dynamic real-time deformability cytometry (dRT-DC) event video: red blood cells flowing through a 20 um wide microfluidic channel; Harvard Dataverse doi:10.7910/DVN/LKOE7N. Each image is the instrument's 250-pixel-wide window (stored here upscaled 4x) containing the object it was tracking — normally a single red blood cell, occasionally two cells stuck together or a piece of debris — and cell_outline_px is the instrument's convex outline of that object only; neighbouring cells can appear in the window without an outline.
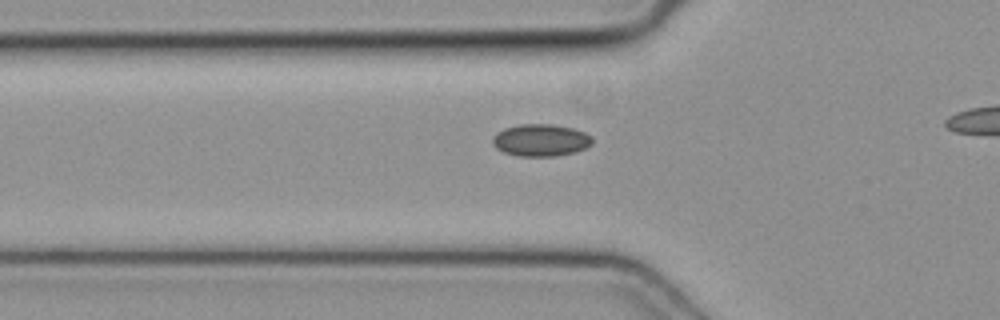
{"species": "common noctule bat (a hibernating species)", "species_latin": "Nyctalus noctula", "temperature_condition": "cold", "stored_images_in_passage": 25, "camera_frame_rate_fps": 3000, "um_per_image_px": 0.085, "animal": {"sex": "female", "body_mass_g": 19.3, "forearm_length_mm": 54.1}, "frame": {"image": 1, "passage_image": 2, "time_ms": 0.333, "image_size_px": [1000, 320], "cell_outline_px": [[592, 144], [584, 148], [572, 152], [556, 156], [520, 156], [504, 152], [496, 148], [492, 144], [492, 136], [496, 132], [504, 128], [520, 124], [552, 124], [572, 128], [584, 132], [592, 136]], "centroid_in_image_um": [45.93, 11.9], "position_along_channel_um": 79.9, "area_um2": 18.67}}
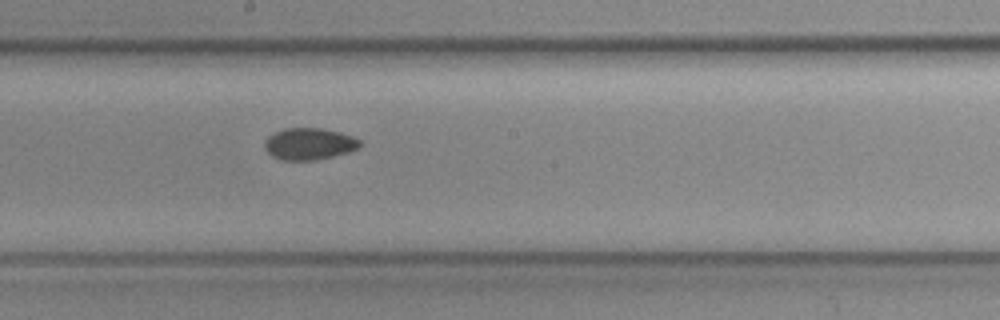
{"frame": {"image": 2, "passage_image": 12, "time_ms": 3.667, "image_size_px": [1000, 320], "cell_outline_px": [[360, 144], [356, 148], [348, 152], [316, 160], [284, 160], [272, 156], [264, 148], [264, 140], [268, 136], [284, 128], [324, 128], [340, 132], [352, 136], [360, 140]], "centroid_in_image_um": [26.25, 12.22], "position_along_channel_um": 222.0, "area_um2": 17.57}}
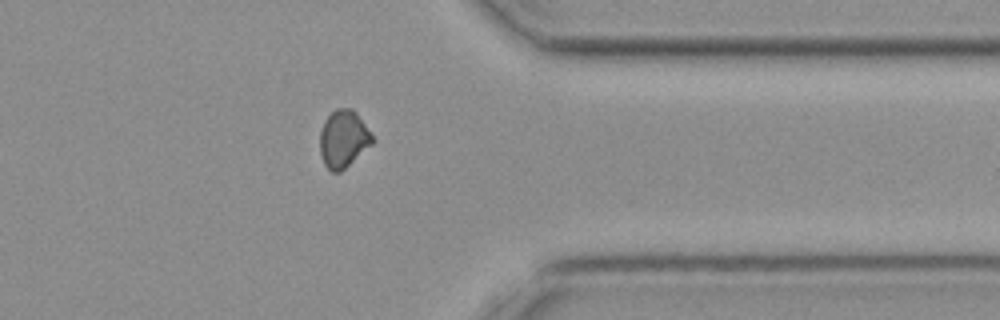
{"frame": {"image": 3, "passage_image": 24, "time_ms": 7.667, "image_size_px": [1000, 320], "cell_outline_px": [[372, 144], [340, 172], [332, 172], [324, 164], [320, 152], [320, 132], [324, 120], [336, 108], [352, 108], [356, 112], [372, 136]], "centroid_in_image_um": [29.16, 11.8], "position_along_channel_um": 382.2, "area_um2": 17.22}}